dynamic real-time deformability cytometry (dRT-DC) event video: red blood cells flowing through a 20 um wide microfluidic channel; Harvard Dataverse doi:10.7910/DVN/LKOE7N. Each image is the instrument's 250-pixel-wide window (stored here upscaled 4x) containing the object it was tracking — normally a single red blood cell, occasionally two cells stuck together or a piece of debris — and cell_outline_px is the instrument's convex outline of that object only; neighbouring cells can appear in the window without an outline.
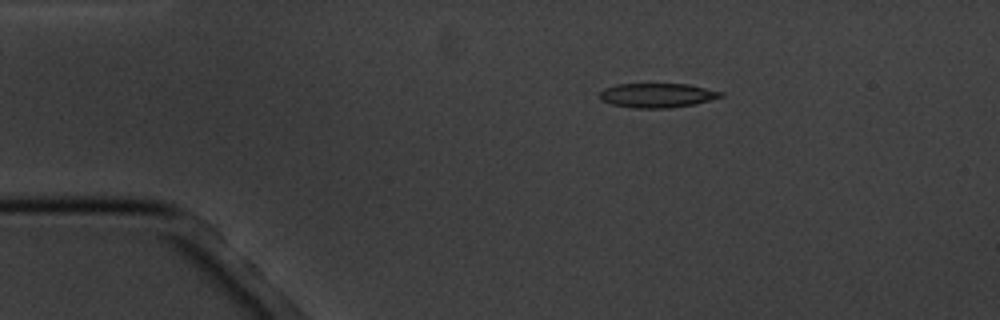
{"species": "common noctule bat (a hibernating species)", "species_latin": "Nyctalus noctula", "temperature_condition": "cold", "stored_images_in_passage": 4, "camera_frame_rate_fps": 3000, "um_per_image_px": 0.085, "animal": {"sex": "male", "body_mass_g": 20.1, "forearm_length_mm": 53.5}, "frame": {"image": 1, "passage_image": 3, "time_ms": 2.333, "image_size_px": [1000, 320], "cell_outline_px": [[724, 96], [696, 104], [668, 108], [636, 108], [612, 104], [604, 100], [600, 96], [600, 92], [604, 88], [616, 84], [688, 84], [724, 92]], "centroid_in_image_um": [55.91, 8.1], "position_along_channel_um": 29.1, "area_um2": 17.11}}